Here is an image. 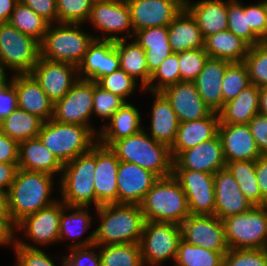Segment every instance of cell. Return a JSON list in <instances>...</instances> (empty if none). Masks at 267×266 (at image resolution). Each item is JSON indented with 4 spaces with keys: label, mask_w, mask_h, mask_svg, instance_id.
I'll return each mask as SVG.
<instances>
[{
    "label": "cell",
    "mask_w": 267,
    "mask_h": 266,
    "mask_svg": "<svg viewBox=\"0 0 267 266\" xmlns=\"http://www.w3.org/2000/svg\"><path fill=\"white\" fill-rule=\"evenodd\" d=\"M219 113L212 112L204 119L179 123L175 141L170 147L173 159L184 150L215 138L218 135Z\"/></svg>",
    "instance_id": "484cf974"
},
{
    "label": "cell",
    "mask_w": 267,
    "mask_h": 266,
    "mask_svg": "<svg viewBox=\"0 0 267 266\" xmlns=\"http://www.w3.org/2000/svg\"><path fill=\"white\" fill-rule=\"evenodd\" d=\"M257 113H259V88L251 84L233 100L224 104L219 112V123L248 124Z\"/></svg>",
    "instance_id": "e575fe53"
},
{
    "label": "cell",
    "mask_w": 267,
    "mask_h": 266,
    "mask_svg": "<svg viewBox=\"0 0 267 266\" xmlns=\"http://www.w3.org/2000/svg\"><path fill=\"white\" fill-rule=\"evenodd\" d=\"M17 169L18 164L0 163V191L8 192L14 181Z\"/></svg>",
    "instance_id": "6125c7cd"
},
{
    "label": "cell",
    "mask_w": 267,
    "mask_h": 266,
    "mask_svg": "<svg viewBox=\"0 0 267 266\" xmlns=\"http://www.w3.org/2000/svg\"><path fill=\"white\" fill-rule=\"evenodd\" d=\"M247 20L252 31L264 42V34L267 26L265 1L257 4L247 5Z\"/></svg>",
    "instance_id": "db71d44e"
},
{
    "label": "cell",
    "mask_w": 267,
    "mask_h": 266,
    "mask_svg": "<svg viewBox=\"0 0 267 266\" xmlns=\"http://www.w3.org/2000/svg\"><path fill=\"white\" fill-rule=\"evenodd\" d=\"M144 129L132 136L114 141L110 150L120 161L134 163L159 178L173 174L170 147L154 140Z\"/></svg>",
    "instance_id": "3957f363"
},
{
    "label": "cell",
    "mask_w": 267,
    "mask_h": 266,
    "mask_svg": "<svg viewBox=\"0 0 267 266\" xmlns=\"http://www.w3.org/2000/svg\"><path fill=\"white\" fill-rule=\"evenodd\" d=\"M12 85L17 92L18 108L36 115L44 122L52 119L54 103L30 73L13 74Z\"/></svg>",
    "instance_id": "d4e9b609"
},
{
    "label": "cell",
    "mask_w": 267,
    "mask_h": 266,
    "mask_svg": "<svg viewBox=\"0 0 267 266\" xmlns=\"http://www.w3.org/2000/svg\"><path fill=\"white\" fill-rule=\"evenodd\" d=\"M120 68L114 41L94 39L78 65V78L96 82Z\"/></svg>",
    "instance_id": "44dd1931"
},
{
    "label": "cell",
    "mask_w": 267,
    "mask_h": 266,
    "mask_svg": "<svg viewBox=\"0 0 267 266\" xmlns=\"http://www.w3.org/2000/svg\"><path fill=\"white\" fill-rule=\"evenodd\" d=\"M134 39L145 50L148 71L152 74L173 51L169 44L168 26L137 30Z\"/></svg>",
    "instance_id": "d6a6232c"
},
{
    "label": "cell",
    "mask_w": 267,
    "mask_h": 266,
    "mask_svg": "<svg viewBox=\"0 0 267 266\" xmlns=\"http://www.w3.org/2000/svg\"><path fill=\"white\" fill-rule=\"evenodd\" d=\"M229 62L209 57L194 83L206 105L216 113L223 109L221 84Z\"/></svg>",
    "instance_id": "4316f807"
},
{
    "label": "cell",
    "mask_w": 267,
    "mask_h": 266,
    "mask_svg": "<svg viewBox=\"0 0 267 266\" xmlns=\"http://www.w3.org/2000/svg\"><path fill=\"white\" fill-rule=\"evenodd\" d=\"M113 0H90V2L93 4H97V3H104V2H110Z\"/></svg>",
    "instance_id": "2644e50d"
},
{
    "label": "cell",
    "mask_w": 267,
    "mask_h": 266,
    "mask_svg": "<svg viewBox=\"0 0 267 266\" xmlns=\"http://www.w3.org/2000/svg\"><path fill=\"white\" fill-rule=\"evenodd\" d=\"M218 136L226 163L237 160L256 161L262 155L248 124L219 123Z\"/></svg>",
    "instance_id": "603a6c76"
},
{
    "label": "cell",
    "mask_w": 267,
    "mask_h": 266,
    "mask_svg": "<svg viewBox=\"0 0 267 266\" xmlns=\"http://www.w3.org/2000/svg\"><path fill=\"white\" fill-rule=\"evenodd\" d=\"M182 239L212 251L227 252L223 221L215 215L190 214L181 224Z\"/></svg>",
    "instance_id": "9a60e30c"
},
{
    "label": "cell",
    "mask_w": 267,
    "mask_h": 266,
    "mask_svg": "<svg viewBox=\"0 0 267 266\" xmlns=\"http://www.w3.org/2000/svg\"><path fill=\"white\" fill-rule=\"evenodd\" d=\"M241 192L253 206L267 205L256 179L255 161L237 160L226 163Z\"/></svg>",
    "instance_id": "f35d334b"
},
{
    "label": "cell",
    "mask_w": 267,
    "mask_h": 266,
    "mask_svg": "<svg viewBox=\"0 0 267 266\" xmlns=\"http://www.w3.org/2000/svg\"><path fill=\"white\" fill-rule=\"evenodd\" d=\"M30 74L53 103L62 99L79 79L76 65L53 62L42 57H39Z\"/></svg>",
    "instance_id": "2e32d148"
},
{
    "label": "cell",
    "mask_w": 267,
    "mask_h": 266,
    "mask_svg": "<svg viewBox=\"0 0 267 266\" xmlns=\"http://www.w3.org/2000/svg\"><path fill=\"white\" fill-rule=\"evenodd\" d=\"M50 24L57 23L56 0H20Z\"/></svg>",
    "instance_id": "680465c9"
},
{
    "label": "cell",
    "mask_w": 267,
    "mask_h": 266,
    "mask_svg": "<svg viewBox=\"0 0 267 266\" xmlns=\"http://www.w3.org/2000/svg\"><path fill=\"white\" fill-rule=\"evenodd\" d=\"M67 210L71 211V214L68 213ZM88 210L89 207H73L66 205V208L61 213L59 242L65 240L66 238L73 239L74 243L69 245L70 249L94 245V230L88 237H86V239L83 238L82 240L80 238L89 229V227L92 226L93 217L90 215Z\"/></svg>",
    "instance_id": "836d02e7"
},
{
    "label": "cell",
    "mask_w": 267,
    "mask_h": 266,
    "mask_svg": "<svg viewBox=\"0 0 267 266\" xmlns=\"http://www.w3.org/2000/svg\"><path fill=\"white\" fill-rule=\"evenodd\" d=\"M256 179L262 196L267 200V155L255 161Z\"/></svg>",
    "instance_id": "94428289"
},
{
    "label": "cell",
    "mask_w": 267,
    "mask_h": 266,
    "mask_svg": "<svg viewBox=\"0 0 267 266\" xmlns=\"http://www.w3.org/2000/svg\"><path fill=\"white\" fill-rule=\"evenodd\" d=\"M44 121L21 108H16L0 121V130L18 143L38 136Z\"/></svg>",
    "instance_id": "74e56055"
},
{
    "label": "cell",
    "mask_w": 267,
    "mask_h": 266,
    "mask_svg": "<svg viewBox=\"0 0 267 266\" xmlns=\"http://www.w3.org/2000/svg\"><path fill=\"white\" fill-rule=\"evenodd\" d=\"M180 81L178 52H173L169 57L165 58L161 65L151 74L149 84L144 90H147V92H161L166 87Z\"/></svg>",
    "instance_id": "bcb514c9"
},
{
    "label": "cell",
    "mask_w": 267,
    "mask_h": 266,
    "mask_svg": "<svg viewBox=\"0 0 267 266\" xmlns=\"http://www.w3.org/2000/svg\"><path fill=\"white\" fill-rule=\"evenodd\" d=\"M259 113L267 116V86L259 88Z\"/></svg>",
    "instance_id": "003e7915"
},
{
    "label": "cell",
    "mask_w": 267,
    "mask_h": 266,
    "mask_svg": "<svg viewBox=\"0 0 267 266\" xmlns=\"http://www.w3.org/2000/svg\"><path fill=\"white\" fill-rule=\"evenodd\" d=\"M57 23L85 24L89 18L90 0H56Z\"/></svg>",
    "instance_id": "7dc6e473"
},
{
    "label": "cell",
    "mask_w": 267,
    "mask_h": 266,
    "mask_svg": "<svg viewBox=\"0 0 267 266\" xmlns=\"http://www.w3.org/2000/svg\"><path fill=\"white\" fill-rule=\"evenodd\" d=\"M226 253L195 246L181 239L174 264L175 266H223Z\"/></svg>",
    "instance_id": "b9f144b4"
},
{
    "label": "cell",
    "mask_w": 267,
    "mask_h": 266,
    "mask_svg": "<svg viewBox=\"0 0 267 266\" xmlns=\"http://www.w3.org/2000/svg\"><path fill=\"white\" fill-rule=\"evenodd\" d=\"M251 85L244 62H229L221 84L224 104L233 100L243 89Z\"/></svg>",
    "instance_id": "ee69618b"
},
{
    "label": "cell",
    "mask_w": 267,
    "mask_h": 266,
    "mask_svg": "<svg viewBox=\"0 0 267 266\" xmlns=\"http://www.w3.org/2000/svg\"><path fill=\"white\" fill-rule=\"evenodd\" d=\"M228 30L244 40L249 46L261 43L247 20V5L239 0H228Z\"/></svg>",
    "instance_id": "7bdbcfd3"
},
{
    "label": "cell",
    "mask_w": 267,
    "mask_h": 266,
    "mask_svg": "<svg viewBox=\"0 0 267 266\" xmlns=\"http://www.w3.org/2000/svg\"><path fill=\"white\" fill-rule=\"evenodd\" d=\"M93 95L94 81L78 79L69 92L54 103L52 119L89 127L98 136L99 131L89 122L93 115Z\"/></svg>",
    "instance_id": "7c38bea8"
},
{
    "label": "cell",
    "mask_w": 267,
    "mask_h": 266,
    "mask_svg": "<svg viewBox=\"0 0 267 266\" xmlns=\"http://www.w3.org/2000/svg\"><path fill=\"white\" fill-rule=\"evenodd\" d=\"M126 102L94 82L93 114L101 118L103 122L109 120Z\"/></svg>",
    "instance_id": "f907efd6"
},
{
    "label": "cell",
    "mask_w": 267,
    "mask_h": 266,
    "mask_svg": "<svg viewBox=\"0 0 267 266\" xmlns=\"http://www.w3.org/2000/svg\"><path fill=\"white\" fill-rule=\"evenodd\" d=\"M247 67L251 84L258 88L267 86V43L250 46L243 61Z\"/></svg>",
    "instance_id": "f6af8a7d"
},
{
    "label": "cell",
    "mask_w": 267,
    "mask_h": 266,
    "mask_svg": "<svg viewBox=\"0 0 267 266\" xmlns=\"http://www.w3.org/2000/svg\"><path fill=\"white\" fill-rule=\"evenodd\" d=\"M82 26L73 23L50 24L40 43V57L78 67L95 39L94 35L81 29Z\"/></svg>",
    "instance_id": "5b68a950"
},
{
    "label": "cell",
    "mask_w": 267,
    "mask_h": 266,
    "mask_svg": "<svg viewBox=\"0 0 267 266\" xmlns=\"http://www.w3.org/2000/svg\"><path fill=\"white\" fill-rule=\"evenodd\" d=\"M87 22H90L94 28H97V31L103 34L102 36L95 35V39L111 41L132 39L135 33L131 23L130 9L126 0H113L93 4ZM123 32L126 33L125 36L118 35Z\"/></svg>",
    "instance_id": "4fadbf2b"
},
{
    "label": "cell",
    "mask_w": 267,
    "mask_h": 266,
    "mask_svg": "<svg viewBox=\"0 0 267 266\" xmlns=\"http://www.w3.org/2000/svg\"><path fill=\"white\" fill-rule=\"evenodd\" d=\"M265 1V7H266V16H267V0ZM264 43H267V26H266V32L264 34Z\"/></svg>",
    "instance_id": "8c879c8a"
},
{
    "label": "cell",
    "mask_w": 267,
    "mask_h": 266,
    "mask_svg": "<svg viewBox=\"0 0 267 266\" xmlns=\"http://www.w3.org/2000/svg\"><path fill=\"white\" fill-rule=\"evenodd\" d=\"M95 248V249H94ZM92 249V250H91ZM97 245L75 247L70 249V254H67L78 266H101Z\"/></svg>",
    "instance_id": "6f0895ef"
},
{
    "label": "cell",
    "mask_w": 267,
    "mask_h": 266,
    "mask_svg": "<svg viewBox=\"0 0 267 266\" xmlns=\"http://www.w3.org/2000/svg\"><path fill=\"white\" fill-rule=\"evenodd\" d=\"M16 234L0 219V245H13Z\"/></svg>",
    "instance_id": "03108f58"
},
{
    "label": "cell",
    "mask_w": 267,
    "mask_h": 266,
    "mask_svg": "<svg viewBox=\"0 0 267 266\" xmlns=\"http://www.w3.org/2000/svg\"><path fill=\"white\" fill-rule=\"evenodd\" d=\"M101 266H144L139 243L97 246Z\"/></svg>",
    "instance_id": "ab89813d"
},
{
    "label": "cell",
    "mask_w": 267,
    "mask_h": 266,
    "mask_svg": "<svg viewBox=\"0 0 267 266\" xmlns=\"http://www.w3.org/2000/svg\"><path fill=\"white\" fill-rule=\"evenodd\" d=\"M161 93L170 102L179 123L204 119L213 112L203 101L194 82L180 81Z\"/></svg>",
    "instance_id": "d6986e66"
},
{
    "label": "cell",
    "mask_w": 267,
    "mask_h": 266,
    "mask_svg": "<svg viewBox=\"0 0 267 266\" xmlns=\"http://www.w3.org/2000/svg\"><path fill=\"white\" fill-rule=\"evenodd\" d=\"M2 85H0V121L8 117L17 107V92L12 85V76H10Z\"/></svg>",
    "instance_id": "11a10c76"
},
{
    "label": "cell",
    "mask_w": 267,
    "mask_h": 266,
    "mask_svg": "<svg viewBox=\"0 0 267 266\" xmlns=\"http://www.w3.org/2000/svg\"><path fill=\"white\" fill-rule=\"evenodd\" d=\"M224 168H226V160L218 135L197 146L181 151L173 159V169H188L215 174Z\"/></svg>",
    "instance_id": "ac0fdd59"
},
{
    "label": "cell",
    "mask_w": 267,
    "mask_h": 266,
    "mask_svg": "<svg viewBox=\"0 0 267 266\" xmlns=\"http://www.w3.org/2000/svg\"><path fill=\"white\" fill-rule=\"evenodd\" d=\"M229 249H267V205L222 220Z\"/></svg>",
    "instance_id": "ba28073f"
},
{
    "label": "cell",
    "mask_w": 267,
    "mask_h": 266,
    "mask_svg": "<svg viewBox=\"0 0 267 266\" xmlns=\"http://www.w3.org/2000/svg\"><path fill=\"white\" fill-rule=\"evenodd\" d=\"M8 22L17 30L31 36L39 43L43 41L50 25L47 20L39 16L21 1L16 4Z\"/></svg>",
    "instance_id": "60d3db41"
},
{
    "label": "cell",
    "mask_w": 267,
    "mask_h": 266,
    "mask_svg": "<svg viewBox=\"0 0 267 266\" xmlns=\"http://www.w3.org/2000/svg\"><path fill=\"white\" fill-rule=\"evenodd\" d=\"M18 168L55 176L62 173L63 164L35 137L19 143Z\"/></svg>",
    "instance_id": "f546056e"
},
{
    "label": "cell",
    "mask_w": 267,
    "mask_h": 266,
    "mask_svg": "<svg viewBox=\"0 0 267 266\" xmlns=\"http://www.w3.org/2000/svg\"><path fill=\"white\" fill-rule=\"evenodd\" d=\"M248 125L258 150L267 155V116L257 113Z\"/></svg>",
    "instance_id": "9f6ffc18"
},
{
    "label": "cell",
    "mask_w": 267,
    "mask_h": 266,
    "mask_svg": "<svg viewBox=\"0 0 267 266\" xmlns=\"http://www.w3.org/2000/svg\"><path fill=\"white\" fill-rule=\"evenodd\" d=\"M214 215L223 220L229 216L248 211L253 205L245 198L235 178L227 168L214 174Z\"/></svg>",
    "instance_id": "cb8c5ba5"
},
{
    "label": "cell",
    "mask_w": 267,
    "mask_h": 266,
    "mask_svg": "<svg viewBox=\"0 0 267 266\" xmlns=\"http://www.w3.org/2000/svg\"><path fill=\"white\" fill-rule=\"evenodd\" d=\"M181 239L180 225L145 221L139 242L144 266L160 265L167 259L175 261Z\"/></svg>",
    "instance_id": "30bf717a"
},
{
    "label": "cell",
    "mask_w": 267,
    "mask_h": 266,
    "mask_svg": "<svg viewBox=\"0 0 267 266\" xmlns=\"http://www.w3.org/2000/svg\"><path fill=\"white\" fill-rule=\"evenodd\" d=\"M185 8L195 18L205 39L207 36L228 30V0H185Z\"/></svg>",
    "instance_id": "f1b7e54d"
},
{
    "label": "cell",
    "mask_w": 267,
    "mask_h": 266,
    "mask_svg": "<svg viewBox=\"0 0 267 266\" xmlns=\"http://www.w3.org/2000/svg\"><path fill=\"white\" fill-rule=\"evenodd\" d=\"M96 167V145L87 153L63 164L60 175L61 199L67 206L89 207L94 204V172Z\"/></svg>",
    "instance_id": "52a82bcc"
},
{
    "label": "cell",
    "mask_w": 267,
    "mask_h": 266,
    "mask_svg": "<svg viewBox=\"0 0 267 266\" xmlns=\"http://www.w3.org/2000/svg\"><path fill=\"white\" fill-rule=\"evenodd\" d=\"M223 266H267V249H229Z\"/></svg>",
    "instance_id": "816d5d0a"
},
{
    "label": "cell",
    "mask_w": 267,
    "mask_h": 266,
    "mask_svg": "<svg viewBox=\"0 0 267 266\" xmlns=\"http://www.w3.org/2000/svg\"><path fill=\"white\" fill-rule=\"evenodd\" d=\"M6 70L5 66L0 62V85H2L8 78Z\"/></svg>",
    "instance_id": "a7ac6f4b"
},
{
    "label": "cell",
    "mask_w": 267,
    "mask_h": 266,
    "mask_svg": "<svg viewBox=\"0 0 267 266\" xmlns=\"http://www.w3.org/2000/svg\"><path fill=\"white\" fill-rule=\"evenodd\" d=\"M54 176L36 171L17 169L14 181L8 190L9 210L15 224L55 203L51 197Z\"/></svg>",
    "instance_id": "7a4b0ae2"
},
{
    "label": "cell",
    "mask_w": 267,
    "mask_h": 266,
    "mask_svg": "<svg viewBox=\"0 0 267 266\" xmlns=\"http://www.w3.org/2000/svg\"><path fill=\"white\" fill-rule=\"evenodd\" d=\"M139 206L145 221L180 225L190 215L186 194L173 175L159 178Z\"/></svg>",
    "instance_id": "277c9868"
},
{
    "label": "cell",
    "mask_w": 267,
    "mask_h": 266,
    "mask_svg": "<svg viewBox=\"0 0 267 266\" xmlns=\"http://www.w3.org/2000/svg\"><path fill=\"white\" fill-rule=\"evenodd\" d=\"M169 44L173 52L204 48V38L195 18L184 7L168 25Z\"/></svg>",
    "instance_id": "1f68e13d"
},
{
    "label": "cell",
    "mask_w": 267,
    "mask_h": 266,
    "mask_svg": "<svg viewBox=\"0 0 267 266\" xmlns=\"http://www.w3.org/2000/svg\"><path fill=\"white\" fill-rule=\"evenodd\" d=\"M141 120L140 111L135 105L126 102L102 125L98 133V143L109 147L114 141L141 132L144 129Z\"/></svg>",
    "instance_id": "83f0119b"
},
{
    "label": "cell",
    "mask_w": 267,
    "mask_h": 266,
    "mask_svg": "<svg viewBox=\"0 0 267 266\" xmlns=\"http://www.w3.org/2000/svg\"><path fill=\"white\" fill-rule=\"evenodd\" d=\"M66 208L62 200H58L52 205L45 207L31 215L26 216L16 224L14 233L23 230L24 234L35 244L14 238L13 246H23L26 248H38L36 245H49L59 242L61 213Z\"/></svg>",
    "instance_id": "8fae6325"
},
{
    "label": "cell",
    "mask_w": 267,
    "mask_h": 266,
    "mask_svg": "<svg viewBox=\"0 0 267 266\" xmlns=\"http://www.w3.org/2000/svg\"><path fill=\"white\" fill-rule=\"evenodd\" d=\"M128 39H120L114 41L118 52L120 68L123 69L134 80H140L141 90H144L151 79V74L148 71L145 50L136 42Z\"/></svg>",
    "instance_id": "d590c367"
},
{
    "label": "cell",
    "mask_w": 267,
    "mask_h": 266,
    "mask_svg": "<svg viewBox=\"0 0 267 266\" xmlns=\"http://www.w3.org/2000/svg\"><path fill=\"white\" fill-rule=\"evenodd\" d=\"M20 0H0V24L9 21L10 16Z\"/></svg>",
    "instance_id": "e7e4bbea"
},
{
    "label": "cell",
    "mask_w": 267,
    "mask_h": 266,
    "mask_svg": "<svg viewBox=\"0 0 267 266\" xmlns=\"http://www.w3.org/2000/svg\"><path fill=\"white\" fill-rule=\"evenodd\" d=\"M100 224L94 230V244L139 243L145 224L137 204H104L96 208Z\"/></svg>",
    "instance_id": "6da1fadb"
},
{
    "label": "cell",
    "mask_w": 267,
    "mask_h": 266,
    "mask_svg": "<svg viewBox=\"0 0 267 266\" xmlns=\"http://www.w3.org/2000/svg\"><path fill=\"white\" fill-rule=\"evenodd\" d=\"M154 98L151 108L150 136L169 147L175 141L179 120L170 102L161 92H150Z\"/></svg>",
    "instance_id": "4dcf8cb0"
},
{
    "label": "cell",
    "mask_w": 267,
    "mask_h": 266,
    "mask_svg": "<svg viewBox=\"0 0 267 266\" xmlns=\"http://www.w3.org/2000/svg\"><path fill=\"white\" fill-rule=\"evenodd\" d=\"M61 264L62 266H78L67 254L61 257Z\"/></svg>",
    "instance_id": "89a4df30"
},
{
    "label": "cell",
    "mask_w": 267,
    "mask_h": 266,
    "mask_svg": "<svg viewBox=\"0 0 267 266\" xmlns=\"http://www.w3.org/2000/svg\"><path fill=\"white\" fill-rule=\"evenodd\" d=\"M40 57V43L9 22L0 24V62L14 74L30 73Z\"/></svg>",
    "instance_id": "9c48e42d"
},
{
    "label": "cell",
    "mask_w": 267,
    "mask_h": 266,
    "mask_svg": "<svg viewBox=\"0 0 267 266\" xmlns=\"http://www.w3.org/2000/svg\"><path fill=\"white\" fill-rule=\"evenodd\" d=\"M158 179L157 175L139 165L120 161L117 172L118 204L139 205Z\"/></svg>",
    "instance_id": "7402d4cb"
},
{
    "label": "cell",
    "mask_w": 267,
    "mask_h": 266,
    "mask_svg": "<svg viewBox=\"0 0 267 266\" xmlns=\"http://www.w3.org/2000/svg\"><path fill=\"white\" fill-rule=\"evenodd\" d=\"M17 266H56L50 256L39 248L13 246Z\"/></svg>",
    "instance_id": "f5cc1de1"
},
{
    "label": "cell",
    "mask_w": 267,
    "mask_h": 266,
    "mask_svg": "<svg viewBox=\"0 0 267 266\" xmlns=\"http://www.w3.org/2000/svg\"><path fill=\"white\" fill-rule=\"evenodd\" d=\"M19 143L0 130V163L18 164Z\"/></svg>",
    "instance_id": "91938a15"
},
{
    "label": "cell",
    "mask_w": 267,
    "mask_h": 266,
    "mask_svg": "<svg viewBox=\"0 0 267 266\" xmlns=\"http://www.w3.org/2000/svg\"><path fill=\"white\" fill-rule=\"evenodd\" d=\"M0 219L14 232L16 224L14 223L10 210L8 193L0 191Z\"/></svg>",
    "instance_id": "be15d7a7"
},
{
    "label": "cell",
    "mask_w": 267,
    "mask_h": 266,
    "mask_svg": "<svg viewBox=\"0 0 267 266\" xmlns=\"http://www.w3.org/2000/svg\"><path fill=\"white\" fill-rule=\"evenodd\" d=\"M120 160L109 147L96 144L94 189L96 208L104 204H118L117 172Z\"/></svg>",
    "instance_id": "ffe728a7"
},
{
    "label": "cell",
    "mask_w": 267,
    "mask_h": 266,
    "mask_svg": "<svg viewBox=\"0 0 267 266\" xmlns=\"http://www.w3.org/2000/svg\"><path fill=\"white\" fill-rule=\"evenodd\" d=\"M208 58L204 48L178 52L181 81L194 82Z\"/></svg>",
    "instance_id": "681fc988"
},
{
    "label": "cell",
    "mask_w": 267,
    "mask_h": 266,
    "mask_svg": "<svg viewBox=\"0 0 267 266\" xmlns=\"http://www.w3.org/2000/svg\"><path fill=\"white\" fill-rule=\"evenodd\" d=\"M101 88L123 98L125 101L136 91L138 82L119 68L109 75L103 76L96 81Z\"/></svg>",
    "instance_id": "c3c4849f"
},
{
    "label": "cell",
    "mask_w": 267,
    "mask_h": 266,
    "mask_svg": "<svg viewBox=\"0 0 267 266\" xmlns=\"http://www.w3.org/2000/svg\"><path fill=\"white\" fill-rule=\"evenodd\" d=\"M186 194L192 215H214V174L188 169H173L172 174Z\"/></svg>",
    "instance_id": "5bb4252c"
},
{
    "label": "cell",
    "mask_w": 267,
    "mask_h": 266,
    "mask_svg": "<svg viewBox=\"0 0 267 266\" xmlns=\"http://www.w3.org/2000/svg\"><path fill=\"white\" fill-rule=\"evenodd\" d=\"M37 137L62 164L87 153L98 143V136L89 127L53 119L43 123Z\"/></svg>",
    "instance_id": "8992f818"
},
{
    "label": "cell",
    "mask_w": 267,
    "mask_h": 266,
    "mask_svg": "<svg viewBox=\"0 0 267 266\" xmlns=\"http://www.w3.org/2000/svg\"><path fill=\"white\" fill-rule=\"evenodd\" d=\"M249 47L229 30L211 34L204 39V49L209 57L228 62H243Z\"/></svg>",
    "instance_id": "8d00e7d4"
},
{
    "label": "cell",
    "mask_w": 267,
    "mask_h": 266,
    "mask_svg": "<svg viewBox=\"0 0 267 266\" xmlns=\"http://www.w3.org/2000/svg\"><path fill=\"white\" fill-rule=\"evenodd\" d=\"M134 32L168 26L185 7V0H126Z\"/></svg>",
    "instance_id": "e0dca14e"
}]
</instances>
